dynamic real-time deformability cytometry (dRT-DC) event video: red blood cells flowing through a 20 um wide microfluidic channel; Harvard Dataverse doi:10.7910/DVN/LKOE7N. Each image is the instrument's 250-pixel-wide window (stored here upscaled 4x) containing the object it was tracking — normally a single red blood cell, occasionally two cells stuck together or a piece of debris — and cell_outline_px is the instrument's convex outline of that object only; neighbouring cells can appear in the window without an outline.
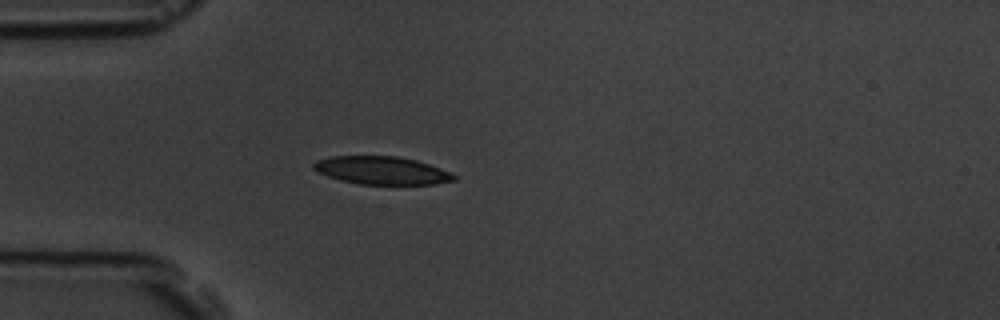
{"species": "common noctule bat (a hibernating species)", "species_latin": "Nyctalus noctula", "temperature_condition": "room temperature", "stored_images_in_passage": 1, "camera_frame_rate_fps": 3000, "um_per_image_px": 0.085, "animal": {"sex": "male", "body_mass_g": 19.5, "forearm_length_mm": 54.6}, "frame": {"image": 1, "passage_image": 1, "time_ms": 0.0, "image_size_px": [1000, 320], "cell_outline_px": [[456, 180], [436, 184], [360, 184], [328, 176], [316, 172], [312, 168], [312, 164], [316, 160], [332, 156], [396, 156], [416, 160], [440, 168], [456, 176]], "centroid_in_image_um": [32.42, 14.48], "position_along_channel_um": 52.6, "area_um2": 22.72}}